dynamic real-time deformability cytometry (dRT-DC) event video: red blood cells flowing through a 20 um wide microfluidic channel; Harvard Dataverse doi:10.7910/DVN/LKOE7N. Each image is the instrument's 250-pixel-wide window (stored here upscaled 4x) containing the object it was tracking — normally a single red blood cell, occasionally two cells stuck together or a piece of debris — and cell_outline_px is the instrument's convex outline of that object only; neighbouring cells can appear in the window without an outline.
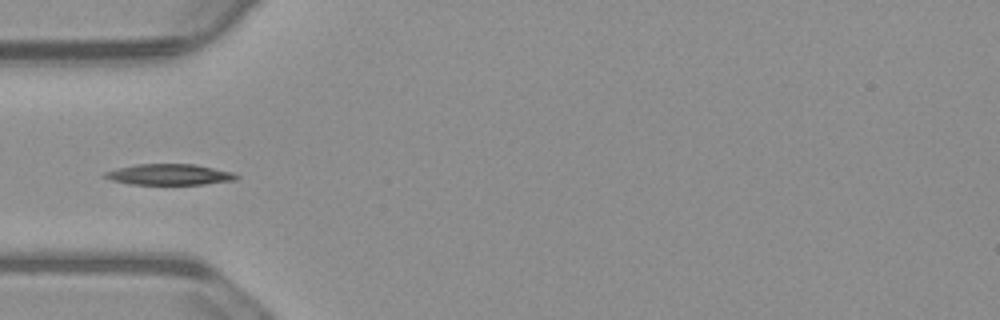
{"species": "common noctule bat (a hibernating species)", "species_latin": "Nyctalus noctula", "temperature_condition": "warm", "stored_images_in_passage": 3, "camera_frame_rate_fps": 3000, "um_per_image_px": 0.085, "animal": {"sex": "male", "body_mass_g": 23.1, "forearm_length_mm": 52.7}, "frame": {"image": 1, "passage_image": 1, "time_ms": 0.0, "image_size_px": [1000, 320], "cell_outline_px": [[240, 176], [236, 180], [204, 184], [128, 184], [112, 180], [100, 176], [104, 172], [116, 168], [136, 164], [196, 164], [232, 172]], "centroid_in_image_um": [14.36, 14.83], "position_along_channel_um": 70.6, "area_um2": 16.13}}